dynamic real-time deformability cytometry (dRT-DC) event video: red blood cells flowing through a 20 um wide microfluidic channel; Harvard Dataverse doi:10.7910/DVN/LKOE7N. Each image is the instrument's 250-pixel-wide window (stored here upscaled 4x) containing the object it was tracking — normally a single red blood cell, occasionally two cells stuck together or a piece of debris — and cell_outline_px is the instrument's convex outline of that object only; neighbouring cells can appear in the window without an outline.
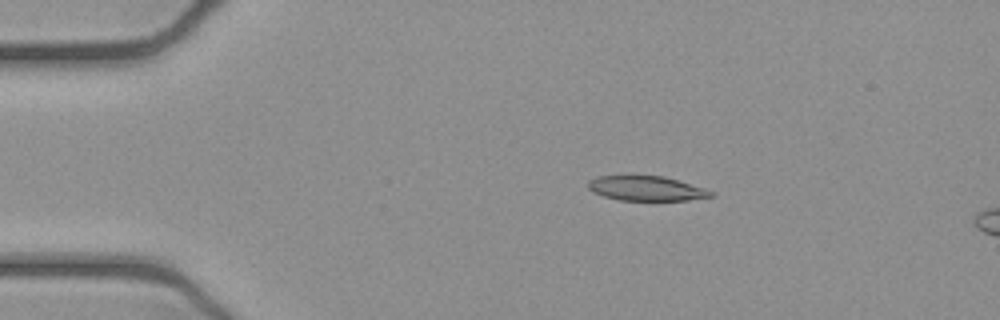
{"species": "common noctule bat (a hibernating species)", "species_latin": "Nyctalus noctula", "temperature_condition": "cold", "stored_images_in_passage": 6, "camera_frame_rate_fps": 3000, "um_per_image_px": 0.085, "animal": {"sex": "female", "body_mass_g": 21.9}, "frame": {"image": 1, "passage_image": 1, "time_ms": 0.0, "image_size_px": [1000, 320], "cell_outline_px": [[716, 196], [688, 200], [620, 200], [604, 196], [592, 192], [588, 188], [588, 180], [596, 176], [664, 176], [704, 188], [716, 192]], "centroid_in_image_um": [54.96, 16.02], "position_along_channel_um": 30.0, "area_um2": 17.69}}